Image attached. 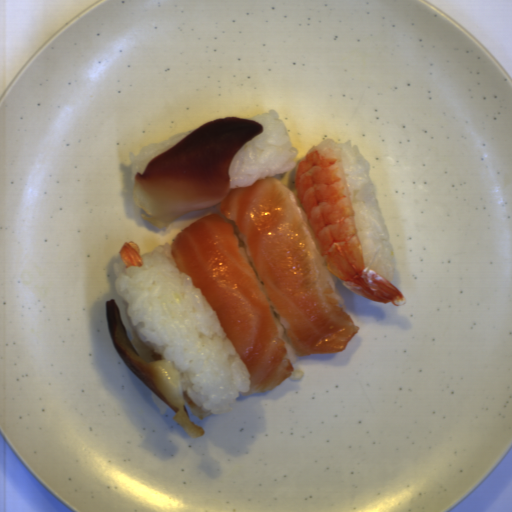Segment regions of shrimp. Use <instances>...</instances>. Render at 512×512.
Here are the masks:
<instances>
[{
  "instance_id": "a1d657b0",
  "label": "shrimp",
  "mask_w": 512,
  "mask_h": 512,
  "mask_svg": "<svg viewBox=\"0 0 512 512\" xmlns=\"http://www.w3.org/2000/svg\"><path fill=\"white\" fill-rule=\"evenodd\" d=\"M182 398L184 400V403L187 404V406L189 407L190 411L196 416V417H200V418H206L207 416H209L211 414V412L207 411V410H204L200 407H198L195 402L189 397L187 391H183L182 393Z\"/></svg>"
},
{
  "instance_id": "fd3e3c34",
  "label": "shrimp",
  "mask_w": 512,
  "mask_h": 512,
  "mask_svg": "<svg viewBox=\"0 0 512 512\" xmlns=\"http://www.w3.org/2000/svg\"><path fill=\"white\" fill-rule=\"evenodd\" d=\"M119 257L122 260L125 268L129 267H143L144 262L140 255V248L134 241H125L120 252Z\"/></svg>"
},
{
  "instance_id": "a79e029a",
  "label": "shrimp",
  "mask_w": 512,
  "mask_h": 512,
  "mask_svg": "<svg viewBox=\"0 0 512 512\" xmlns=\"http://www.w3.org/2000/svg\"><path fill=\"white\" fill-rule=\"evenodd\" d=\"M294 184L328 271L363 298L404 305L403 293L365 265L341 148L334 139L309 148L295 169Z\"/></svg>"
}]
</instances>
